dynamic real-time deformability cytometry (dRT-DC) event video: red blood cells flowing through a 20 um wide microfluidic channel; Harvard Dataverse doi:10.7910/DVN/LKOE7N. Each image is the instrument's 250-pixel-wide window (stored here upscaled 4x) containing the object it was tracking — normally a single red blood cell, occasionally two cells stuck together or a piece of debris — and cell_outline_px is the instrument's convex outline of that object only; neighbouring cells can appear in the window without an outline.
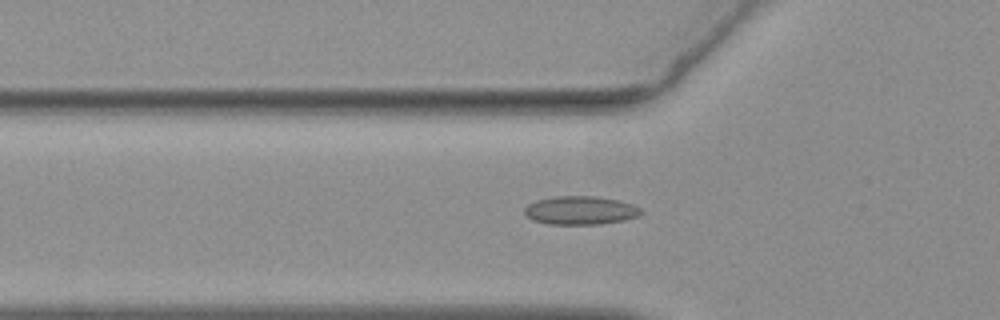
{"species": "common noctule bat (a hibernating species)", "species_latin": "Nyctalus noctula", "temperature_condition": "warm", "stored_images_in_passage": 53, "camera_frame_rate_fps": 3000, "um_per_image_px": 0.085, "animal": {"sex": "female", "body_mass_g": 19.3, "forearm_length_mm": 54.1}, "frame": {"image": 1, "passage_image": 19, "time_ms": 6.0, "image_size_px": [1000, 320], "cell_outline_px": [[644, 212], [640, 216], [624, 220], [600, 224], [548, 224], [532, 220], [524, 216], [524, 208], [528, 204], [536, 200], [556, 196], [596, 196], [620, 200], [632, 204], [640, 208]], "centroid_in_image_um": [49.34, 17.88], "position_along_channel_um": 76.5, "area_um2": 19.59}}
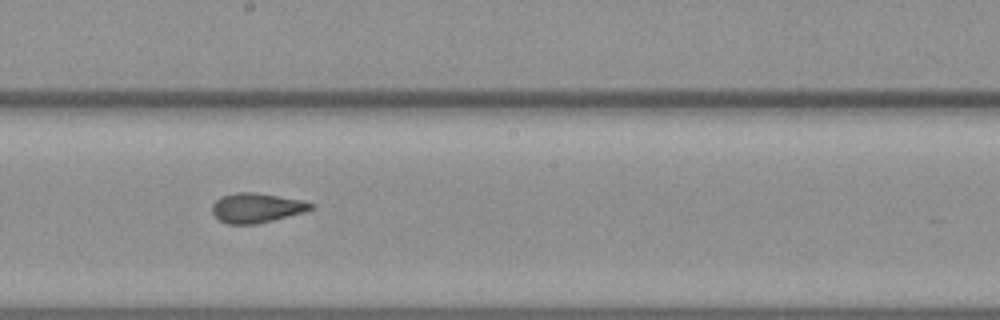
{"frame": {"image": 2, "passage_image": 31, "time_ms": 10.0, "image_size_px": [1000, 320], "cell_outline_px": [[316, 204], [312, 208], [304, 212], [256, 224], [228, 224], [220, 220], [212, 212], [212, 204], [216, 200], [224, 196], [236, 192], [256, 192], [304, 200]], "centroid_in_image_um": [21.83, 17.66], "position_along_channel_um": 226.4, "area_um2": 16.99}}
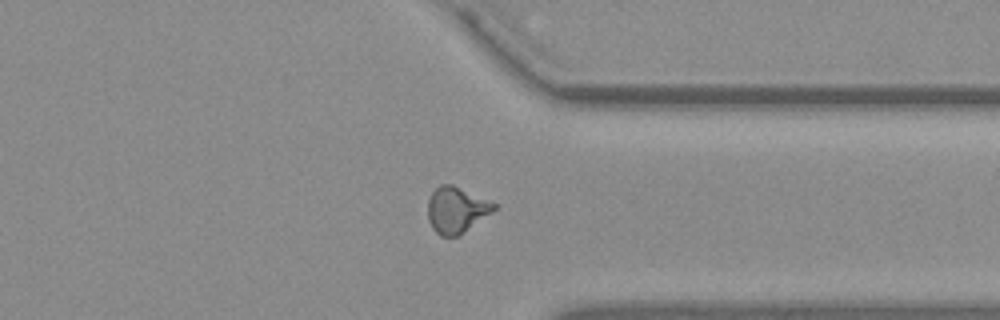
{"frame": {"image": 3, "passage_image": 43, "time_ms": 14.0, "image_size_px": [1000, 320], "cell_outline_px": [[496, 208], [492, 212], [456, 236], [440, 236], [432, 228], [428, 220], [428, 200], [432, 192], [440, 184], [452, 184], [496, 204]], "centroid_in_image_um": [38.75, 17.83], "position_along_channel_um": 372.7, "area_um2": 17.34}, "authors_computed_cell_mechanics": {"area_um2": 17.34, "velocity_mm_per_s": 3.7258, "shape_relaxation_time_tau1_ms": 8.0272, "shape_relaxation_time_tau2_ms": 2.2644, "deformation_change_tau1": 0.1529, "deformation_change_tau2": 0.0829}}